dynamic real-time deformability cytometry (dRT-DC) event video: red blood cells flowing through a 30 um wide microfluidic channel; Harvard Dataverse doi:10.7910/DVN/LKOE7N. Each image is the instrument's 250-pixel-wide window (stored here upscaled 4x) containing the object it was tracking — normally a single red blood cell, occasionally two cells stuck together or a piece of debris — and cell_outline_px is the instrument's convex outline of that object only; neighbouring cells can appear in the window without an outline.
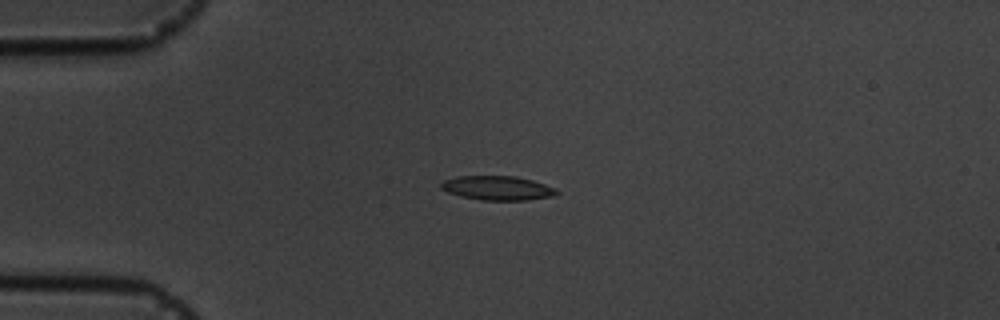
{"species": "common noctule bat (a hibernating species)", "species_latin": "Nyctalus noctula", "temperature_condition": "cold", "stored_images_in_passage": 8, "camera_frame_rate_fps": 3000, "um_per_image_px": 0.085, "animal": {"sex": "male", "body_mass_g": 19.5, "forearm_length_mm": 54.6}, "frame": {"image": 1, "passage_image": 3, "time_ms": 2.333, "image_size_px": [1000, 320], "cell_outline_px": [[560, 192], [552, 196], [528, 200], [480, 200], [460, 196], [448, 192], [440, 188], [440, 184], [444, 180], [456, 176], [516, 176], [532, 180], [556, 188]], "centroid_in_image_um": [42.28, 15.98], "position_along_channel_um": 42.7, "area_um2": 16.36}}
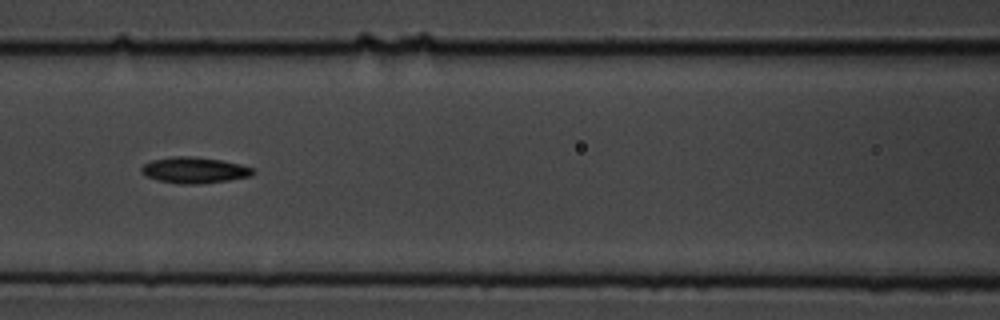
{"frame": {"image": 2, "passage_image": 6, "time_ms": 6.0, "image_size_px": [1000, 320], "cell_outline_px": [[256, 172], [252, 176], [228, 180], [200, 184], [180, 184], [156, 180], [140, 172], [140, 168], [144, 164], [152, 160], [176, 156], [192, 156], [220, 160], [240, 164], [256, 168]], "centroid_in_image_um": [16.55, 14.47], "position_along_channel_um": 150.0, "area_um2": 17.05}}
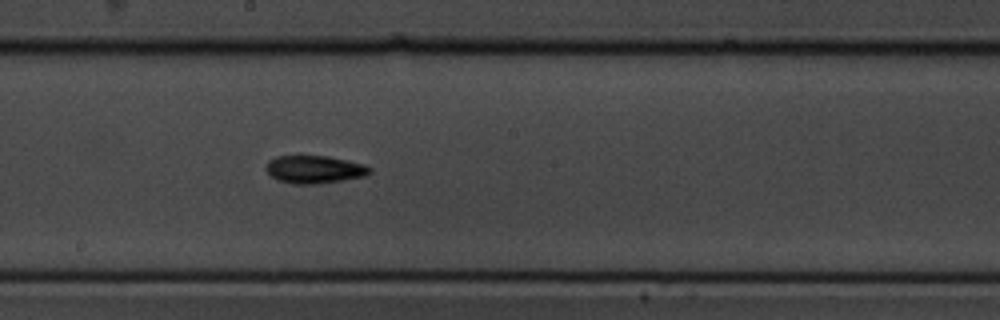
{"frame": {"image": 3, "passage_image": 8, "time_ms": 8.0, "image_size_px": [1000, 320], "cell_outline_px": [[372, 172], [364, 176], [316, 184], [292, 184], [276, 180], [264, 168], [268, 160], [276, 156], [328, 156], [364, 164], [372, 168]], "centroid_in_image_um": [26.69, 14.4], "position_along_channel_um": 221.5, "area_um2": 16.82}}